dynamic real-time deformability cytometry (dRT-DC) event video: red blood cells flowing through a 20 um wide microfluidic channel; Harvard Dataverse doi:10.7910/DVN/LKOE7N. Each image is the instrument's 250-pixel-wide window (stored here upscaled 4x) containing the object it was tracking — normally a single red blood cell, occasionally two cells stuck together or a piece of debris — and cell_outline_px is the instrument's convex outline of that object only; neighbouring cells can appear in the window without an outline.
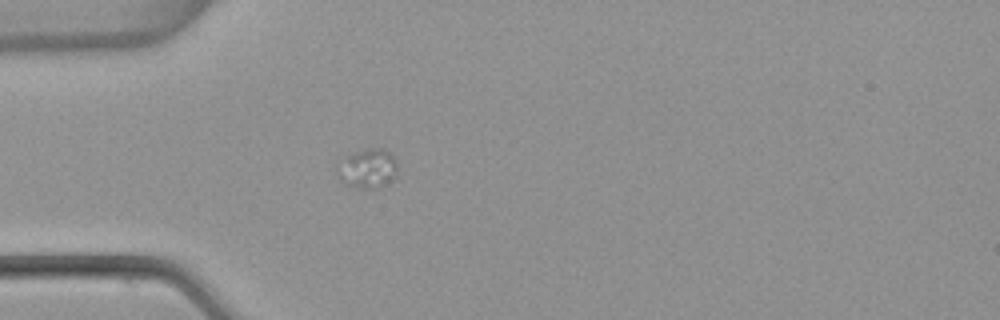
{"species": "common noctule bat (a hibernating species)", "species_latin": "Nyctalus noctula", "temperature_condition": "warm", "stored_images_in_passage": 5, "camera_frame_rate_fps": 3000, "um_per_image_px": 0.085, "animal": {"sex": "female", "body_mass_g": 22.7, "forearm_length_mm": 54.2}, "frame": {"image": 1, "passage_image": 5, "time_ms": 1.333, "image_size_px": [1000, 320], "cell_outline_px": [[396, 176], [392, 180], [380, 188], [356, 188], [344, 184], [336, 176], [336, 164], [344, 156], [352, 152], [372, 148], [384, 148], [396, 160]], "centroid_in_image_um": [31.19, 14.33], "position_along_channel_um": 53.8, "area_um2": 14.22}}